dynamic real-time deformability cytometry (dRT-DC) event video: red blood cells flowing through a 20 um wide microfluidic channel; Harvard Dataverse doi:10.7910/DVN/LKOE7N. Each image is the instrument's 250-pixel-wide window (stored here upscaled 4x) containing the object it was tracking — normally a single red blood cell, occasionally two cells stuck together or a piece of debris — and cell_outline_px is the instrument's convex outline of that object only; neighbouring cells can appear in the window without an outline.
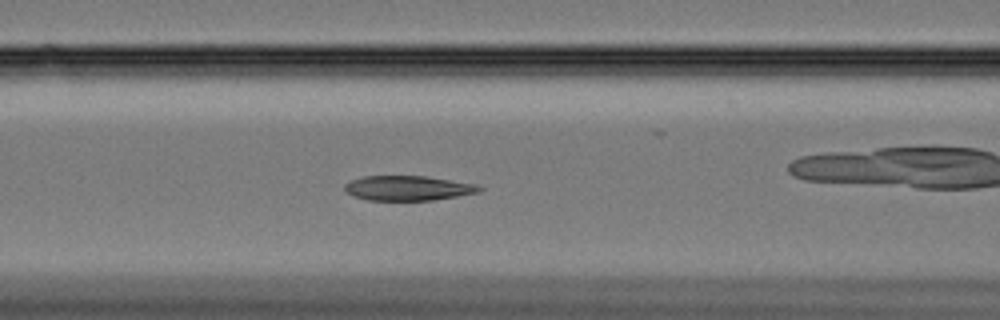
{"species": "Egyptian fruit bat (a non-hibernating species)", "species_latin": "Rousettus aegyptiacus", "temperature_condition": "cold", "stored_images_in_passage": 52, "camera_frame_rate_fps": 3000, "um_per_image_px": 0.085, "animal": {"sex": "female"}, "frame": {"image": 1, "passage_image": 16, "time_ms": 5.0, "image_size_px": [1000, 320], "cell_outline_px": [[484, 188], [480, 192], [432, 200], [368, 200], [352, 196], [344, 188], [344, 184], [352, 180], [364, 176], [424, 176], [476, 184]], "centroid_in_image_um": [34.67, 15.99], "position_along_channel_um": 131.9, "area_um2": 19.31}}
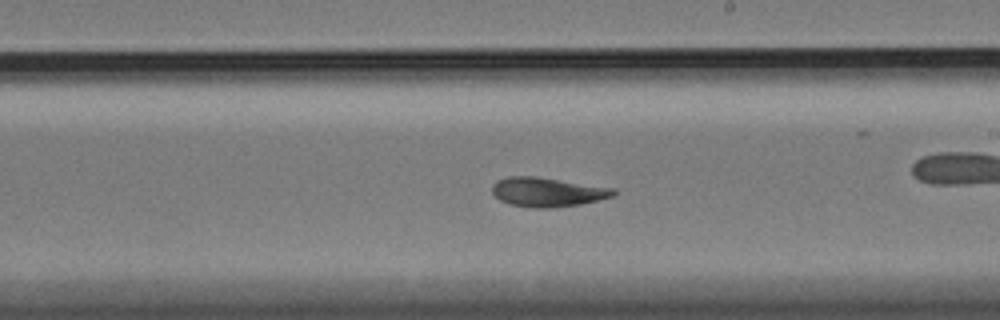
{"frame": {"image": 2, "passage_image": 26, "time_ms": 8.333, "image_size_px": [1000, 320], "cell_outline_px": [[616, 192], [612, 196], [580, 204], [552, 208], [532, 208], [512, 204], [500, 200], [492, 192], [492, 184], [496, 180], [508, 176], [532, 176], [616, 188]], "centroid_in_image_um": [46.5, 16.32], "position_along_channel_um": 242.5, "area_um2": 20.52}}
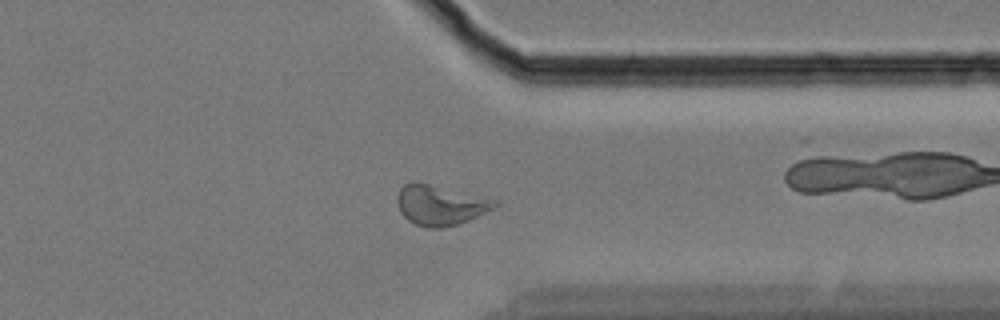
{"frame": {"image": 3, "passage_image": 38, "time_ms": 12.333, "image_size_px": [1000, 320], "cell_outline_px": [[500, 204], [468, 220], [456, 224], [440, 228], [428, 228], [416, 224], [408, 220], [400, 212], [396, 200], [400, 188], [404, 184], [428, 184], [496, 200]], "centroid_in_image_um": [37.39, 17.46], "position_along_channel_um": 374.0, "area_um2": 21.96}, "authors_computed_cell_mechanics": {"area_um2": 21.2704, "velocity_mm_per_s": 3.3289, "shape_relaxation_time_tau1_ms": null, "shape_relaxation_time_tau2_ms": 2.7502, "deformation_change_tau1": null, "deformation_change_tau2": 0.0798}}